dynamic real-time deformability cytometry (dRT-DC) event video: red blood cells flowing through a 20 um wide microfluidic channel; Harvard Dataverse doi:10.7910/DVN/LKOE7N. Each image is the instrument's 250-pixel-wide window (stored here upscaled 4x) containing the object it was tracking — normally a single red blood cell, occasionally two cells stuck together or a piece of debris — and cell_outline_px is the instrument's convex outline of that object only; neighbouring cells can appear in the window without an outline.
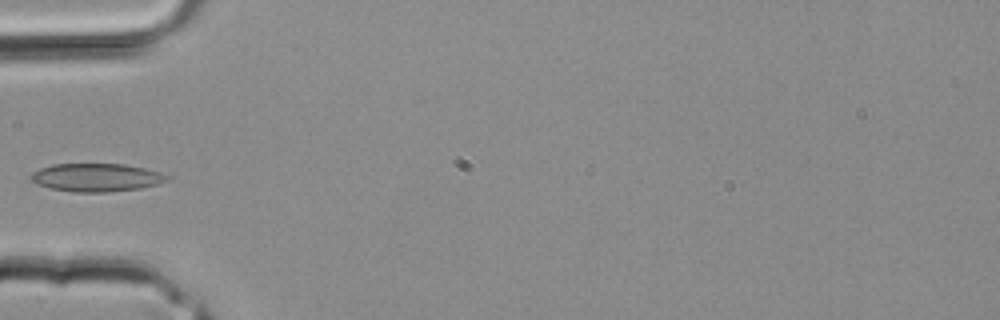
{"species": "common noctule bat (a hibernating species)", "species_latin": "Nyctalus noctula", "temperature_condition": "room temperature", "stored_images_in_passage": 3, "camera_frame_rate_fps": 3000, "um_per_image_px": 0.085, "animal": {"sex": "male", "body_mass_g": 20.4}, "frame": {"image": 1, "passage_image": 3, "time_ms": 0.667, "image_size_px": [1000, 320], "cell_outline_px": [[172, 180], [140, 188], [108, 192], [72, 192], [52, 188], [36, 184], [28, 176], [32, 172], [40, 168], [52, 164], [124, 164], [144, 168], [160, 172], [172, 176]], "centroid_in_image_um": [8.21, 15.08], "position_along_channel_um": 76.8, "area_um2": 22.48}}